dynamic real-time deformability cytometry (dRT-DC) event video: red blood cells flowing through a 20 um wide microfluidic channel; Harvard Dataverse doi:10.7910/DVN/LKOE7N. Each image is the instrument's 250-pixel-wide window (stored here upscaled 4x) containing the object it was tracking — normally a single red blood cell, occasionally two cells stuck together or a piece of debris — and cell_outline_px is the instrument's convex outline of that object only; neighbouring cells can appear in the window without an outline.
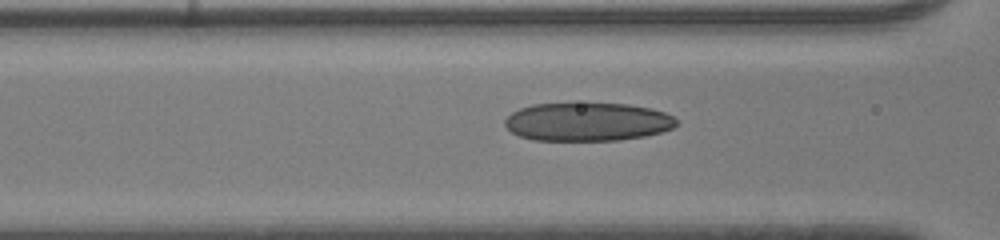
{"species": "human", "species_latin": "Homo sapiens", "temperature_condition": "room temperature", "stored_images_in_passage": 36, "camera_frame_rate_fps": 3000, "um_per_image_px": 0.085, "donor": {"sex": "male"}, "frame": {"image": 1, "passage_image": 14, "time_ms": 4.333, "image_size_px": [1000, 240], "cell_outline_px": [[676, 124], [672, 128], [660, 132], [644, 136], [620, 140], [532, 140], [520, 136], [512, 132], [504, 124], [504, 120], [512, 112], [520, 108], [532, 104], [628, 104], [652, 108], [664, 112], [672, 116], [676, 120]], "centroid_in_image_um": [49.92, 10.36], "position_along_channel_um": 116.7, "area_um2": 38.15}}
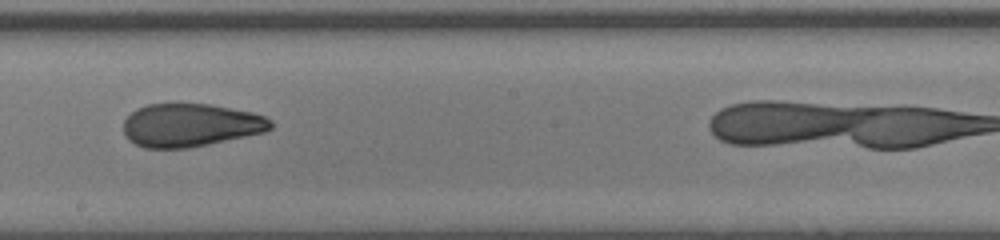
{"frame": {"image": 2, "passage_image": 22, "time_ms": 7.0, "image_size_px": [1000, 240], "cell_outline_px": [[272, 128], [264, 132], [208, 144], [188, 148], [144, 148], [128, 140], [124, 132], [124, 120], [136, 108], [148, 104], [212, 104], [252, 112], [264, 116], [272, 120]], "centroid_in_image_um": [16.18, 10.63], "position_along_channel_um": 232.0, "area_um2": 36.99}}
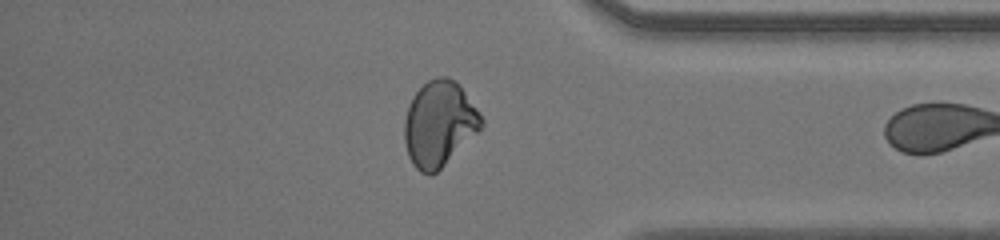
{"frame": {"image": 3, "passage_image": 34, "time_ms": 11.0, "image_size_px": [1000, 240], "cell_outline_px": [[484, 128], [436, 172], [420, 172], [412, 164], [408, 156], [404, 140], [404, 120], [408, 108], [416, 92], [428, 80], [436, 76], [448, 76], [460, 84], [484, 120]], "centroid_in_image_um": [37.36, 10.5], "position_along_channel_um": 397.8, "area_um2": 38.26}}